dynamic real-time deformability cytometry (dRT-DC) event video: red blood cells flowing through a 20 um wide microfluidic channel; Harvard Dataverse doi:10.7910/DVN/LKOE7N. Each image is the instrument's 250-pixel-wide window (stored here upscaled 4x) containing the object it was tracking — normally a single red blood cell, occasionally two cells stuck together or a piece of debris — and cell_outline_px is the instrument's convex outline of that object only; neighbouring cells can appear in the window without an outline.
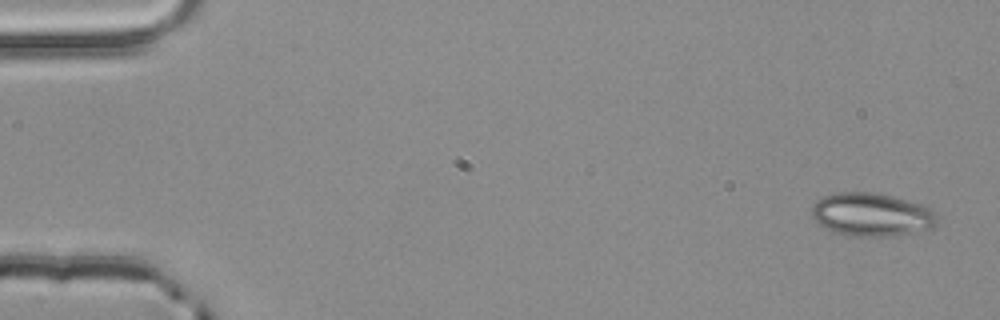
{"species": "common noctule bat (a hibernating species)", "species_latin": "Nyctalus noctula", "temperature_condition": "room temperature", "stored_images_in_passage": 4, "camera_frame_rate_fps": 3000, "um_per_image_px": 0.085, "animal": {"sex": "male", "body_mass_g": 20.4}, "frame": {"image": 1, "passage_image": 1, "time_ms": 0.0, "image_size_px": [1000, 320], "cell_outline_px": [[936, 224], [932, 228], [888, 236], [852, 236], [836, 232], [820, 224], [812, 216], [812, 208], [816, 200], [824, 196], [836, 192], [876, 192], [892, 196], [920, 204], [932, 208], [936, 212]], "centroid_in_image_um": [74.09, 18.22], "position_along_channel_um": 10.9, "area_um2": 31.33}}